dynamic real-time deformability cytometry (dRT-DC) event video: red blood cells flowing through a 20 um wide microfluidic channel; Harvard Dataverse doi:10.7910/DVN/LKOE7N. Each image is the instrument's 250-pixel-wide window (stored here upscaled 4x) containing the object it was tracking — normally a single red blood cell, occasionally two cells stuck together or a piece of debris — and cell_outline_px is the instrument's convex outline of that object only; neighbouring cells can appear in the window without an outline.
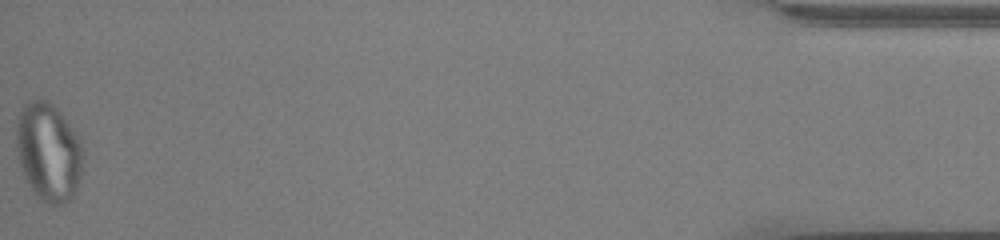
{"species": "common noctule bat (a hibernating species)", "species_latin": "Nyctalus noctula", "temperature_condition": "cold", "stored_images_in_passage": 59, "camera_frame_rate_fps": 3000, "um_per_image_px": 0.085, "animal": {"sex": "male", "body_mass_g": 13.0, "forearm_length_mm": 53.1}, "frame": {"image": 1, "passage_image": 59, "time_ms": 19.333, "image_size_px": [1000, 240], "cell_outline_px": [[84, 156], [80, 176], [76, 188], [72, 196], [64, 204], [48, 204], [40, 200], [36, 196], [28, 184], [20, 168], [16, 148], [16, 120], [24, 104], [32, 100], [48, 100], [60, 112], [80, 136], [84, 148]], "centroid_in_image_um": [4.13, 12.91], "position_along_channel_um": 431.1, "area_um2": 38.73}}